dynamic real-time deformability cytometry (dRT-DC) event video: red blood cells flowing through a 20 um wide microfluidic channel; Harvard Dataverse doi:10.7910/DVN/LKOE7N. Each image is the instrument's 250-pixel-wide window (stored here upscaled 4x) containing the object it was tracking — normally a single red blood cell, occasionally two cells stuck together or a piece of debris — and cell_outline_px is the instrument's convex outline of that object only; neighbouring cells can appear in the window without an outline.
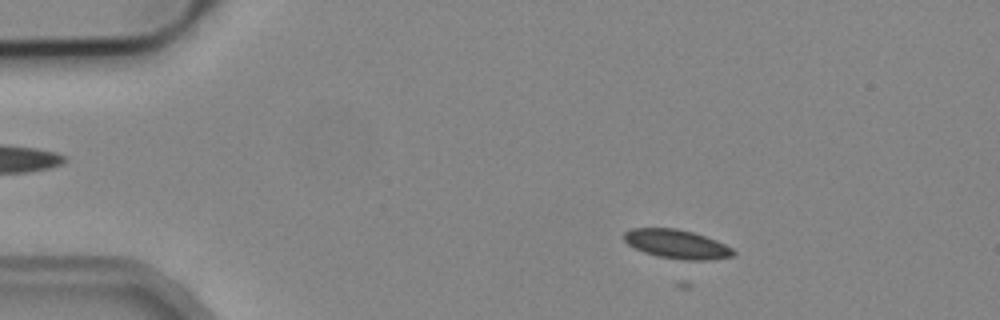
{"species": "common noctule bat (a hibernating species)", "species_latin": "Nyctalus noctula", "temperature_condition": "cold", "stored_images_in_passage": 4, "camera_frame_rate_fps": 3000, "um_per_image_px": 0.085, "animal": {"sex": "male", "body_mass_g": 19.2, "forearm_length_mm": 51.8}, "frame": {"image": 1, "passage_image": 2, "time_ms": 1.0, "image_size_px": [1000, 320], "cell_outline_px": [[736, 252], [732, 256], [708, 260], [684, 260], [656, 256], [644, 252], [628, 244], [624, 240], [624, 232], [632, 228], [676, 228], [692, 232], [716, 240], [732, 248]], "centroid_in_image_um": [57.52, 20.75], "position_along_channel_um": 27.5, "area_um2": 18.32}}
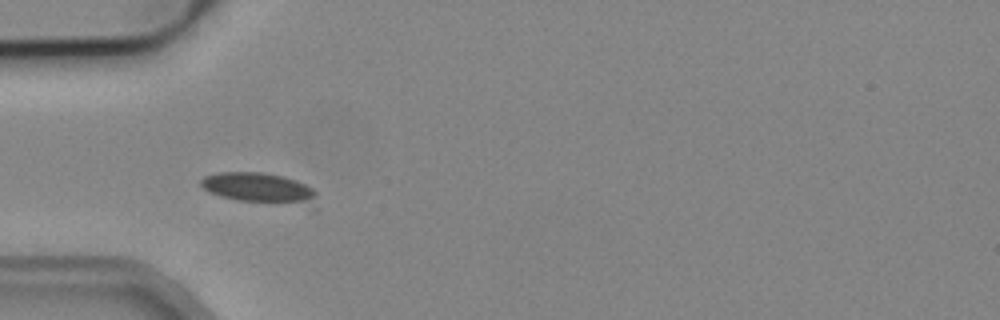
{"frame": {"image": 2, "passage_image": 4, "time_ms": 3.667, "image_size_px": [1000, 320], "cell_outline_px": [[316, 212], [240, 200], [220, 196], [208, 192], [200, 184], [200, 180], [204, 176], [220, 172], [264, 172], [284, 176], [296, 180], [312, 188], [316, 192]], "centroid_in_image_um": [22.24, 16.09], "position_along_channel_um": 62.8, "area_um2": 22.14}}